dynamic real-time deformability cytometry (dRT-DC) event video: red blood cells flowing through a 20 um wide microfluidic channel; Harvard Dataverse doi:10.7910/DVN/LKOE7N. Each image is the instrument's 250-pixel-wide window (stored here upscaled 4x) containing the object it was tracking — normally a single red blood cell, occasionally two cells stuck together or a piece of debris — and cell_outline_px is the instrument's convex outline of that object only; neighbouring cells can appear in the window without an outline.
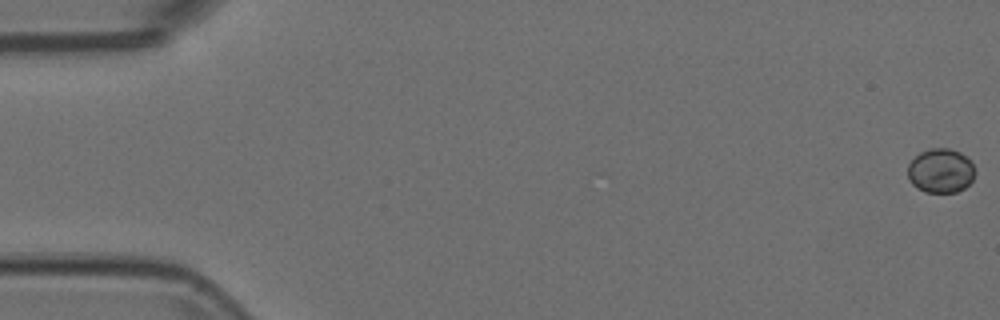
{"species": "Egyptian fruit bat (a non-hibernating species)", "species_latin": "Rousettus aegyptiacus", "temperature_condition": "room temperature", "stored_images_in_passage": 56, "camera_frame_rate_fps": 3000, "um_per_image_px": 0.085, "animal": {"sex": "female"}, "frame": {"image": 1, "passage_image": 1, "time_ms": 0.0, "image_size_px": [1000, 320], "cell_outline_px": [[976, 172], [972, 180], [964, 188], [956, 192], [924, 192], [916, 188], [908, 180], [908, 164], [920, 152], [932, 148], [948, 148], [960, 152], [976, 168]], "centroid_in_image_um": [79.95, 14.52], "position_along_channel_um": 5.1, "area_um2": 17.4}}
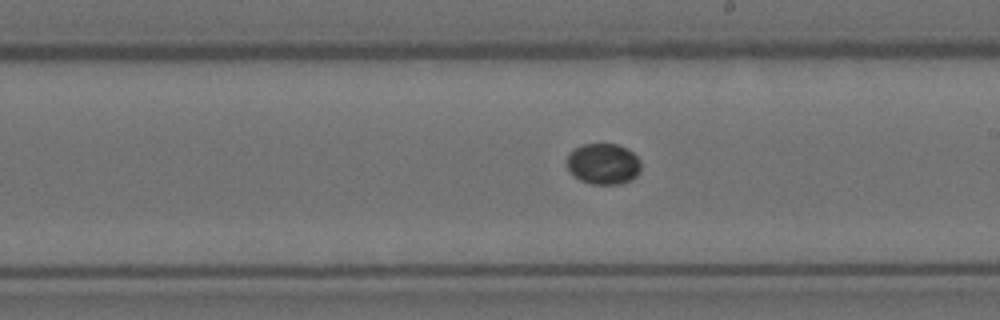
{"frame": {"image": 2, "passage_image": 32, "time_ms": 10.333, "image_size_px": [1000, 320], "cell_outline_px": [[640, 172], [632, 180], [620, 184], [592, 184], [580, 180], [572, 176], [568, 172], [568, 152], [584, 144], [616, 144], [628, 148], [640, 160]], "centroid_in_image_um": [51.28, 13.94], "position_along_channel_um": 237.7, "area_um2": 17.86}}
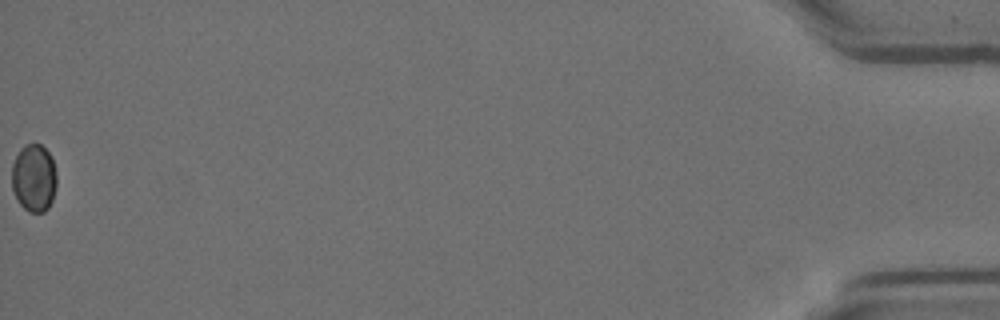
{"frame": {"image": 3, "passage_image": 56, "time_ms": 18.333, "image_size_px": [1000, 320], "cell_outline_px": [[56, 188], [52, 200], [48, 208], [44, 212], [28, 212], [20, 204], [12, 188], [12, 164], [20, 148], [24, 144], [40, 144], [52, 156], [56, 172]], "centroid_in_image_um": [2.89, 15.12], "position_along_channel_um": 432.3, "area_um2": 17.8}}